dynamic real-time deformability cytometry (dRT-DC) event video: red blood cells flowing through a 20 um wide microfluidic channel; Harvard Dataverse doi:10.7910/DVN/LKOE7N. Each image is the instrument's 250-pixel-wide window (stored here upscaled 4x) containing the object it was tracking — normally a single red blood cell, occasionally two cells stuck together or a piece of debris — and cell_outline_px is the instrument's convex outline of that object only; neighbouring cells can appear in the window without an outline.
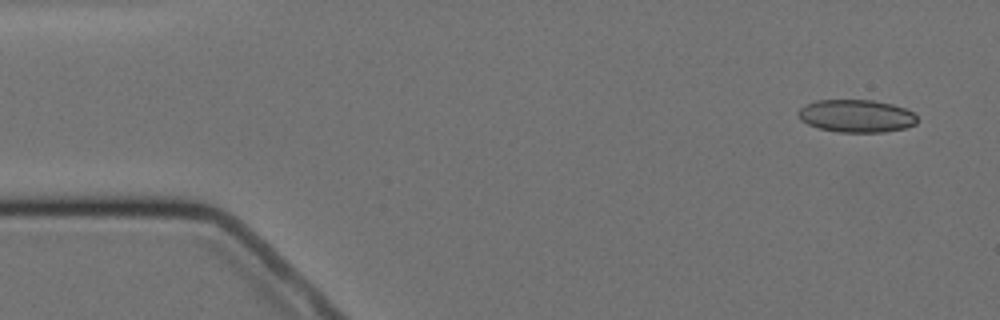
{"species": "Egyptian fruit bat (a non-hibernating species)", "species_latin": "Rousettus aegyptiacus", "temperature_condition": "cold", "stored_images_in_passage": 8, "camera_frame_rate_fps": 3000, "um_per_image_px": 0.085, "animal": {"sex": "female"}, "frame": {"image": 1, "passage_image": 1, "time_ms": 0.0, "image_size_px": [1000, 320], "cell_outline_px": [[916, 124], [904, 128], [884, 132], [836, 132], [820, 128], [808, 124], [800, 120], [796, 112], [804, 104], [816, 100], [872, 100], [892, 104], [904, 108], [912, 112], [916, 116]], "centroid_in_image_um": [72.75, 9.85], "position_along_channel_um": 12.3, "area_um2": 22.72}}
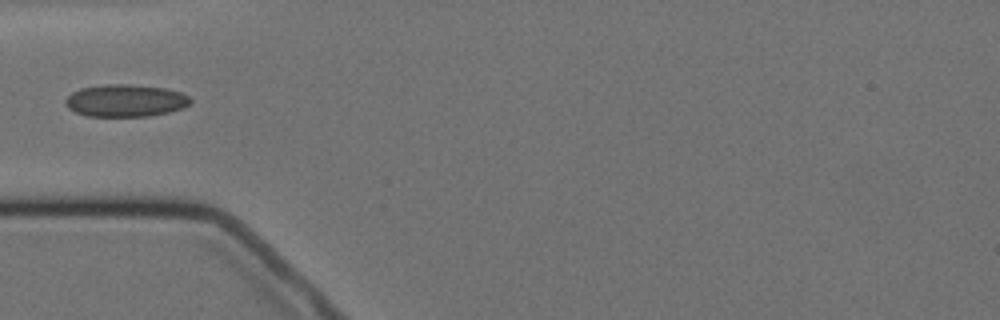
{"frame": {"image": 2, "passage_image": 5, "time_ms": 4.667, "image_size_px": [1000, 320], "cell_outline_px": [[192, 100], [188, 104], [180, 108], [168, 112], [148, 116], [88, 116], [76, 112], [68, 108], [64, 104], [64, 100], [72, 92], [80, 88], [104, 84], [128, 84], [164, 88], [180, 92], [188, 96]], "centroid_in_image_um": [10.61, 8.54], "position_along_channel_um": 74.4, "area_um2": 23.41}}
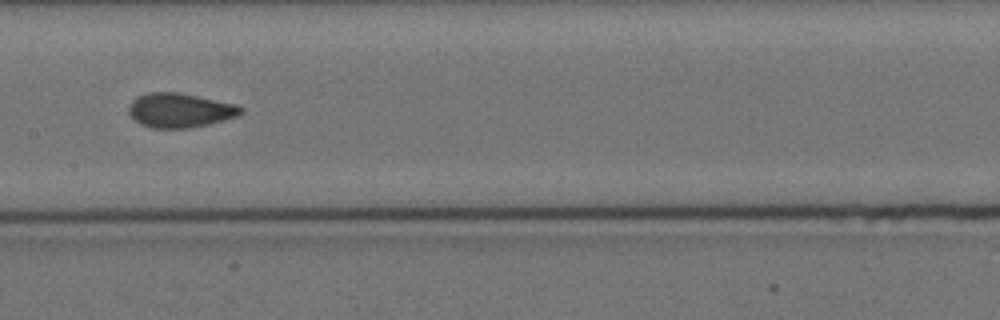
{"frame": {"image": 3, "passage_image": 8, "time_ms": 8.0, "image_size_px": [1000, 320], "cell_outline_px": [[244, 112], [236, 116], [208, 124], [188, 128], [152, 128], [140, 124], [128, 112], [128, 108], [132, 100], [136, 96], [148, 92], [180, 92], [236, 104], [244, 108]], "centroid_in_image_um": [15.28, 9.36], "position_along_channel_um": 192.1, "area_um2": 22.48}}